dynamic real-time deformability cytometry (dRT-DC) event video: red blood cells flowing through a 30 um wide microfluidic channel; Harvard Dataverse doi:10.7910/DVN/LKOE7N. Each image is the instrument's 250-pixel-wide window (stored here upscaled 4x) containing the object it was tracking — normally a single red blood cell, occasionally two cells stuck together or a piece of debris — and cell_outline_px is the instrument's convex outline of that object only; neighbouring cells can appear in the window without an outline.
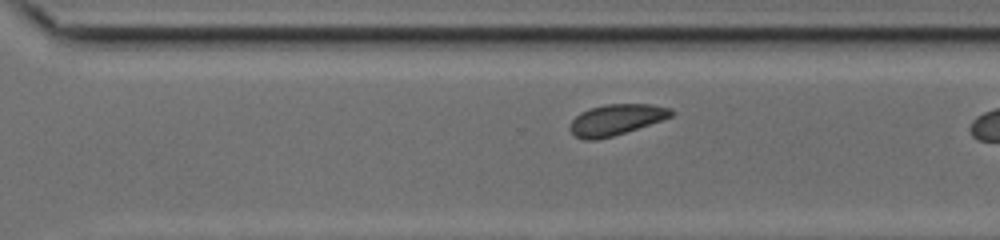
{"species": "common noctule bat (a hibernating species)", "species_latin": "Nyctalus noctula", "temperature_condition": "cold", "stored_images_in_passage": 27, "camera_frame_rate_fps": 3000, "um_per_image_px": 0.085, "animal": {"sex": "female", "body_mass_g": 17.0, "forearm_length_mm": 48.0}, "frame": {"image": 1, "passage_image": 23, "time_ms": 7.333, "image_size_px": [1000, 240], "cell_outline_px": [[676, 112], [672, 116], [612, 136], [596, 140], [584, 140], [576, 136], [568, 128], [572, 120], [580, 112], [588, 108], [604, 104], [648, 104], [672, 108]], "centroid_in_image_um": [52.34, 10.16], "position_along_channel_um": 318.3, "area_um2": 18.09}}